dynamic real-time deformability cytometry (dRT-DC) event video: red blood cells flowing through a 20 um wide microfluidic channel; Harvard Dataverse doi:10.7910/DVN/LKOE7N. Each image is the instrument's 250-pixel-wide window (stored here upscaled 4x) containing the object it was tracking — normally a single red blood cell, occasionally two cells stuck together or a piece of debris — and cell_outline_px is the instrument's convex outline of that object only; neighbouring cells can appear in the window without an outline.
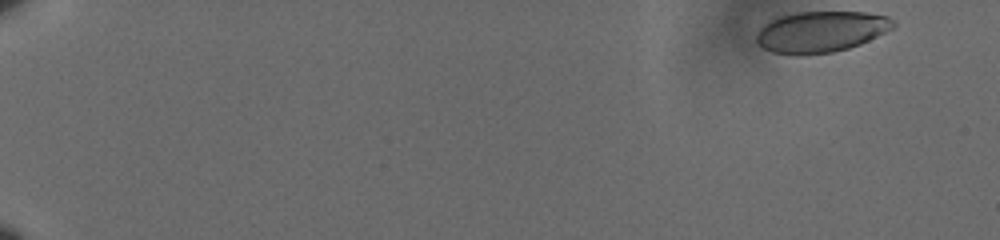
{"species": "human", "species_latin": "Homo sapiens", "temperature_condition": "cold", "stored_images_in_passage": 48, "camera_frame_rate_fps": 3000, "um_per_image_px": 0.085, "donor": {"sex": "male"}, "frame": {"image": 1, "passage_image": 1, "time_ms": 0.0, "image_size_px": [1000, 240], "cell_outline_px": [[896, 24], [892, 28], [860, 44], [848, 48], [832, 52], [772, 52], [764, 48], [756, 40], [756, 32], [768, 20], [780, 16], [796, 12], [868, 12], [888, 16], [896, 20]], "centroid_in_image_um": [69.81, 2.64], "position_along_channel_um": 15.2, "area_um2": 32.08}}
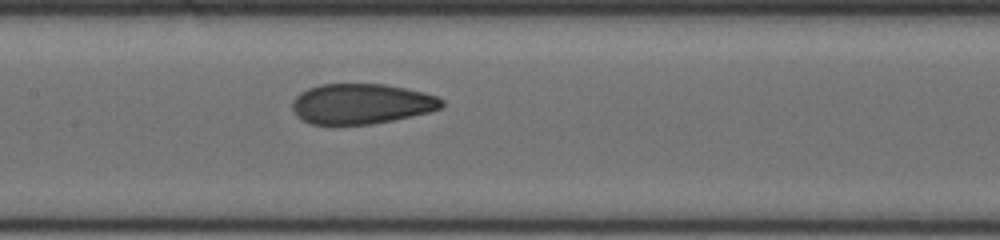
{"frame": {"image": 2, "passage_image": 26, "time_ms": 8.333, "image_size_px": [1000, 240], "cell_outline_px": [[444, 104], [440, 108], [428, 112], [392, 120], [372, 124], [312, 124], [296, 116], [292, 108], [292, 100], [300, 92], [308, 88], [320, 84], [384, 84], [424, 92], [436, 96], [444, 100]], "centroid_in_image_um": [30.7, 8.82], "position_along_channel_um": 176.7, "area_um2": 34.97}}
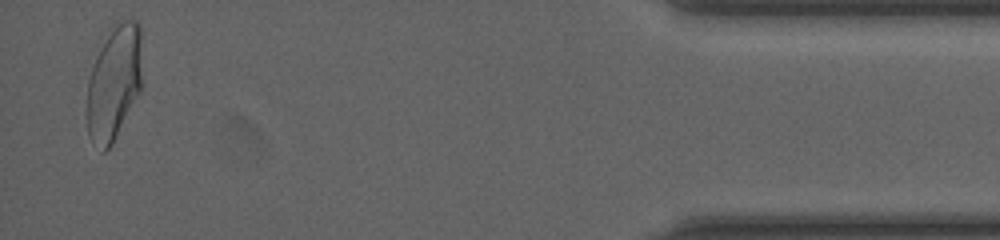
{"frame": {"image": 3, "passage_image": 48, "time_ms": 15.667, "image_size_px": [1000, 240], "cell_outline_px": [[140, 88], [112, 144], [104, 152], [100, 152], [88, 132], [88, 80], [96, 56], [108, 28], [116, 20], [136, 20], [140, 24]], "centroid_in_image_um": [9.67, 6.95], "position_along_channel_um": 425.5, "area_um2": 36.24}, "authors_computed_cell_mechanics": {"area_um2": 35.547, "velocity_mm_per_s": 3.6236, "shape_relaxation_time_tau1_ms": 10.9789, "shape_relaxation_time_tau2_ms": 0.9177, "deformation_change_tau1": 0.2535, "deformation_change_tau2": 0.0611}}